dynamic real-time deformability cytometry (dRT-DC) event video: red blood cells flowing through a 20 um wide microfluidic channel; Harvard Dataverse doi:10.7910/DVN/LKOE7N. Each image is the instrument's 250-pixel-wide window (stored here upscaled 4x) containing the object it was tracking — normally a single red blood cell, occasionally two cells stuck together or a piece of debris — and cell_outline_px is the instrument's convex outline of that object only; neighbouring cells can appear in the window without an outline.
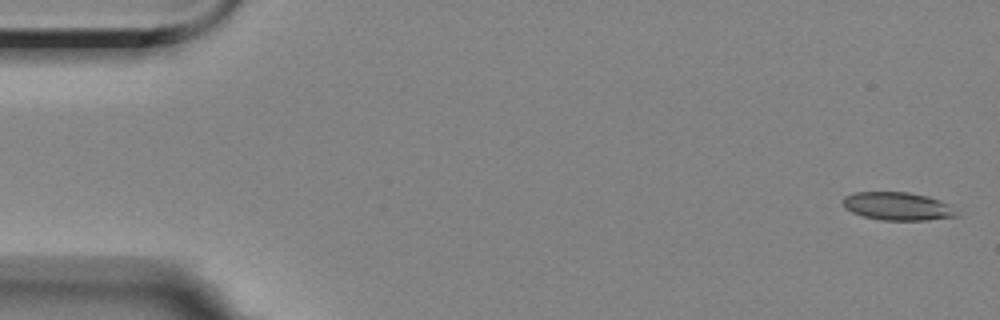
{"species": "Egyptian fruit bat (a non-hibernating species)", "species_latin": "Rousettus aegyptiacus", "temperature_condition": "room temperature", "stored_images_in_passage": 4, "camera_frame_rate_fps": 3000, "um_per_image_px": 0.085, "animal": {"sex": "female"}, "frame": {"image": 1, "passage_image": 1, "time_ms": 0.0, "image_size_px": [1000, 320], "cell_outline_px": [[960, 216], [928, 220], [880, 220], [864, 216], [852, 212], [844, 208], [844, 196], [856, 192], [908, 192], [928, 196], [940, 200], [948, 204]], "centroid_in_image_um": [76.31, 17.53], "position_along_channel_um": 8.7, "area_um2": 18.55}}
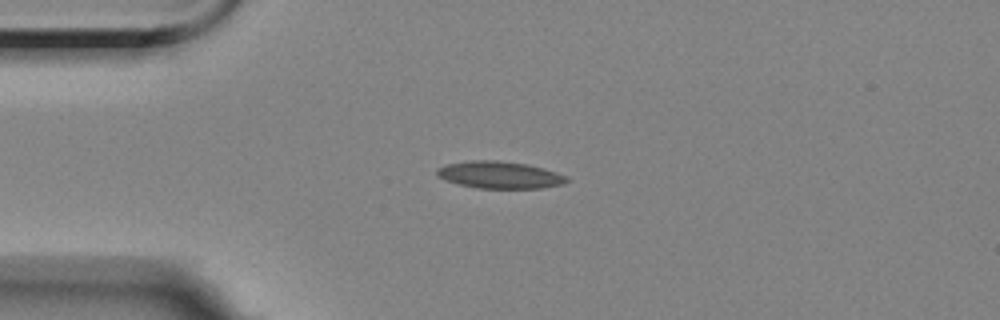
{"frame": {"image": 2, "passage_image": 4, "time_ms": 4.0, "image_size_px": [1000, 320], "cell_outline_px": [[568, 180], [564, 184], [540, 188], [476, 188], [444, 180], [436, 176], [436, 168], [448, 164], [472, 160], [496, 160], [528, 164], [544, 168], [568, 176]], "centroid_in_image_um": [42.47, 14.86], "position_along_channel_um": 42.5, "area_um2": 20.58}}